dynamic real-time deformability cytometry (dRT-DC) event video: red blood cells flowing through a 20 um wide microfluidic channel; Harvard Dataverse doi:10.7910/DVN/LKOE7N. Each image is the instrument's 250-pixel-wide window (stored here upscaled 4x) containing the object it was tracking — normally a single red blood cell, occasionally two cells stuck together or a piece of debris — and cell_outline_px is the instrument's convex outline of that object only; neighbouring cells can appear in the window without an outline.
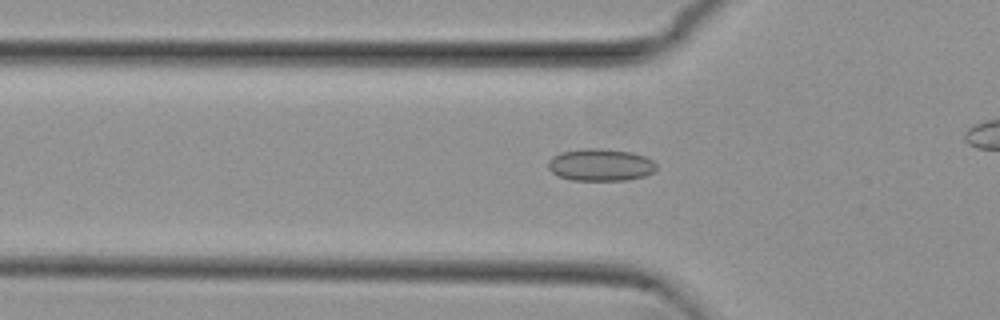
{"species": "common noctule bat (a hibernating species)", "species_latin": "Nyctalus noctula", "temperature_condition": "cold", "stored_images_in_passage": 44, "camera_frame_rate_fps": 3000, "um_per_image_px": 0.085, "animal": {"sex": "female", "body_mass_g": 29.2, "forearm_length_mm": 56.3}, "frame": {"image": 1, "passage_image": 18, "time_ms": 5.667, "image_size_px": [1000, 320], "cell_outline_px": [[656, 168], [652, 172], [644, 176], [628, 180], [572, 180], [560, 176], [552, 172], [548, 168], [548, 160], [552, 156], [560, 152], [584, 148], [604, 148], [632, 152], [644, 156], [652, 160], [656, 164]], "centroid_in_image_um": [51.03, 14.0], "position_along_channel_um": 74.8, "area_um2": 20.4}}
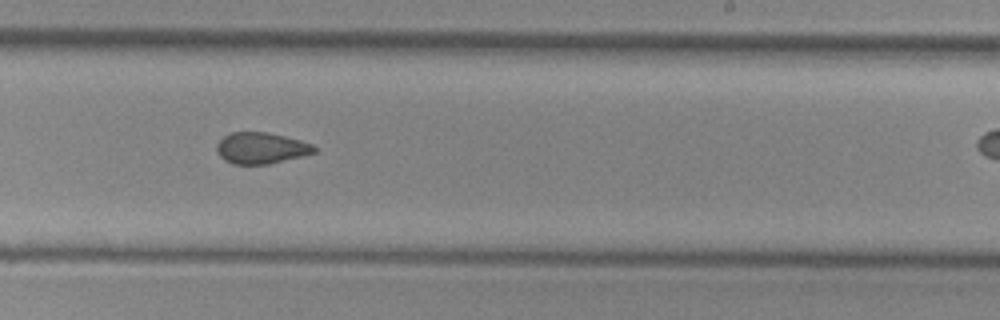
{"frame": {"image": 2, "passage_image": 33, "time_ms": 10.667, "image_size_px": [1000, 320], "cell_outline_px": [[316, 152], [268, 164], [232, 164], [224, 160], [216, 152], [216, 144], [224, 136], [232, 132], [268, 132], [300, 140], [312, 144], [316, 148]], "centroid_in_image_um": [22.16, 12.58], "position_along_channel_um": 266.8, "area_um2": 17.69}}
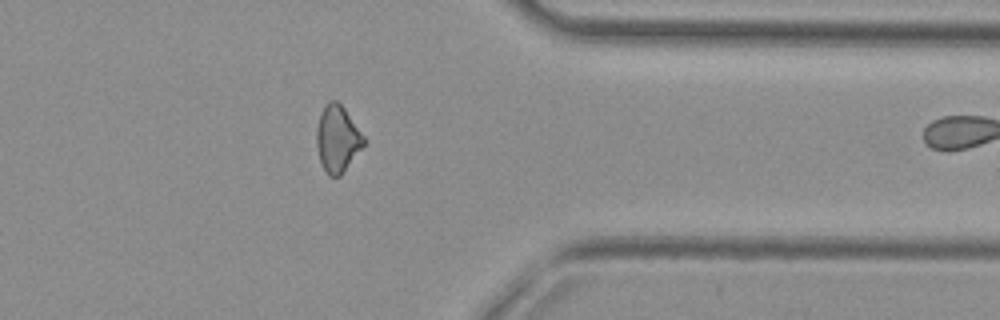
{"frame": {"image": 3, "passage_image": 43, "time_ms": 14.0, "image_size_px": [1000, 320], "cell_outline_px": [[364, 144], [340, 176], [328, 176], [320, 160], [316, 144], [316, 128], [320, 116], [328, 100], [336, 100], [344, 108], [364, 136]], "centroid_in_image_um": [28.66, 11.79], "position_along_channel_um": 382.7, "area_um2": 17.92}}